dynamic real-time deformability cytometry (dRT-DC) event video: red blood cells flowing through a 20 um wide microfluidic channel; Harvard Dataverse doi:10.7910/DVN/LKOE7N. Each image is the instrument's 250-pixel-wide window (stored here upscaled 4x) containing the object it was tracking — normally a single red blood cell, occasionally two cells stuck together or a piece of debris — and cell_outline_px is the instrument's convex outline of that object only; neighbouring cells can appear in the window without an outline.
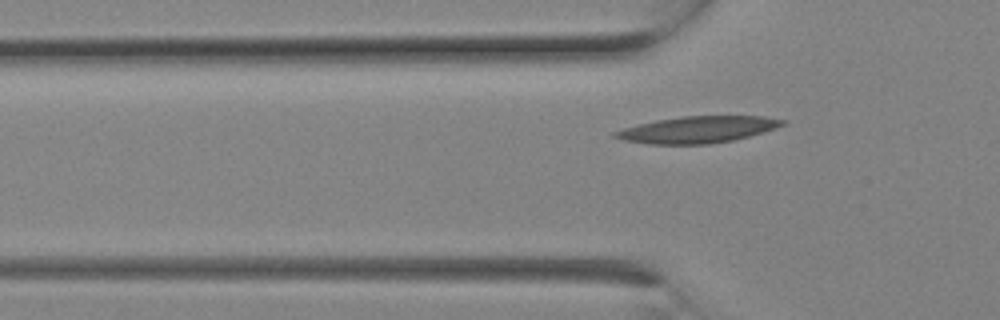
{"species": "Egyptian fruit bat (a non-hibernating species)", "species_latin": "Rousettus aegyptiacus", "temperature_condition": "room temperature", "stored_images_in_passage": 2, "camera_frame_rate_fps": 3000, "um_per_image_px": 0.085, "animal": {"sex": "female"}, "frame": {"image": 1, "passage_image": 2, "time_ms": 0.333, "image_size_px": [1000, 320], "cell_outline_px": [[788, 124], [776, 128], [748, 136], [732, 140], [708, 144], [648, 144], [624, 140], [612, 136], [612, 132], [624, 128], [656, 120], [684, 116], [764, 116], [788, 120]], "centroid_in_image_um": [59.33, 11.01], "position_along_channel_um": 66.5, "area_um2": 25.89}}